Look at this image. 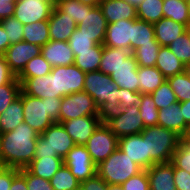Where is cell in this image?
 <instances>
[{
	"label": "cell",
	"mask_w": 190,
	"mask_h": 190,
	"mask_svg": "<svg viewBox=\"0 0 190 190\" xmlns=\"http://www.w3.org/2000/svg\"><path fill=\"white\" fill-rule=\"evenodd\" d=\"M38 136L39 133L25 122L1 134L0 160L4 167L26 168L34 159Z\"/></svg>",
	"instance_id": "obj_1"
},
{
	"label": "cell",
	"mask_w": 190,
	"mask_h": 190,
	"mask_svg": "<svg viewBox=\"0 0 190 190\" xmlns=\"http://www.w3.org/2000/svg\"><path fill=\"white\" fill-rule=\"evenodd\" d=\"M19 96L22 99L24 122L36 132L42 134L53 123H59L62 98L41 99L22 90Z\"/></svg>",
	"instance_id": "obj_2"
},
{
	"label": "cell",
	"mask_w": 190,
	"mask_h": 190,
	"mask_svg": "<svg viewBox=\"0 0 190 190\" xmlns=\"http://www.w3.org/2000/svg\"><path fill=\"white\" fill-rule=\"evenodd\" d=\"M83 91L95 100L102 117L119 109L120 88L111 80L110 75L100 70L86 72Z\"/></svg>",
	"instance_id": "obj_3"
},
{
	"label": "cell",
	"mask_w": 190,
	"mask_h": 190,
	"mask_svg": "<svg viewBox=\"0 0 190 190\" xmlns=\"http://www.w3.org/2000/svg\"><path fill=\"white\" fill-rule=\"evenodd\" d=\"M141 135L146 139L150 167L154 164L171 162L173 153L183 140L175 131L159 125L145 127Z\"/></svg>",
	"instance_id": "obj_4"
},
{
	"label": "cell",
	"mask_w": 190,
	"mask_h": 190,
	"mask_svg": "<svg viewBox=\"0 0 190 190\" xmlns=\"http://www.w3.org/2000/svg\"><path fill=\"white\" fill-rule=\"evenodd\" d=\"M143 169L119 147L96 166L97 174L109 185H122Z\"/></svg>",
	"instance_id": "obj_5"
},
{
	"label": "cell",
	"mask_w": 190,
	"mask_h": 190,
	"mask_svg": "<svg viewBox=\"0 0 190 190\" xmlns=\"http://www.w3.org/2000/svg\"><path fill=\"white\" fill-rule=\"evenodd\" d=\"M75 146L71 136L65 131L61 123L50 125L37 138L34 158L64 157Z\"/></svg>",
	"instance_id": "obj_6"
},
{
	"label": "cell",
	"mask_w": 190,
	"mask_h": 190,
	"mask_svg": "<svg viewBox=\"0 0 190 190\" xmlns=\"http://www.w3.org/2000/svg\"><path fill=\"white\" fill-rule=\"evenodd\" d=\"M103 121L118 139L132 134H139L145 128L138 106L119 108L104 116Z\"/></svg>",
	"instance_id": "obj_7"
},
{
	"label": "cell",
	"mask_w": 190,
	"mask_h": 190,
	"mask_svg": "<svg viewBox=\"0 0 190 190\" xmlns=\"http://www.w3.org/2000/svg\"><path fill=\"white\" fill-rule=\"evenodd\" d=\"M85 147L97 166L117 149L118 138L103 121L89 138Z\"/></svg>",
	"instance_id": "obj_8"
},
{
	"label": "cell",
	"mask_w": 190,
	"mask_h": 190,
	"mask_svg": "<svg viewBox=\"0 0 190 190\" xmlns=\"http://www.w3.org/2000/svg\"><path fill=\"white\" fill-rule=\"evenodd\" d=\"M87 115H101L95 100L87 92H76L62 98L59 123Z\"/></svg>",
	"instance_id": "obj_9"
},
{
	"label": "cell",
	"mask_w": 190,
	"mask_h": 190,
	"mask_svg": "<svg viewBox=\"0 0 190 190\" xmlns=\"http://www.w3.org/2000/svg\"><path fill=\"white\" fill-rule=\"evenodd\" d=\"M55 0H17L14 17L23 25L48 20Z\"/></svg>",
	"instance_id": "obj_10"
},
{
	"label": "cell",
	"mask_w": 190,
	"mask_h": 190,
	"mask_svg": "<svg viewBox=\"0 0 190 190\" xmlns=\"http://www.w3.org/2000/svg\"><path fill=\"white\" fill-rule=\"evenodd\" d=\"M51 73L56 74L57 98L83 91L86 73L76 65L56 66Z\"/></svg>",
	"instance_id": "obj_11"
},
{
	"label": "cell",
	"mask_w": 190,
	"mask_h": 190,
	"mask_svg": "<svg viewBox=\"0 0 190 190\" xmlns=\"http://www.w3.org/2000/svg\"><path fill=\"white\" fill-rule=\"evenodd\" d=\"M64 165L81 183L88 178L93 177L96 171V165L93 163L85 145H75L64 157Z\"/></svg>",
	"instance_id": "obj_12"
},
{
	"label": "cell",
	"mask_w": 190,
	"mask_h": 190,
	"mask_svg": "<svg viewBox=\"0 0 190 190\" xmlns=\"http://www.w3.org/2000/svg\"><path fill=\"white\" fill-rule=\"evenodd\" d=\"M107 26V20L102 14L100 7H92L85 4V15L82 22L77 26V29L82 34L91 37V40L96 44L103 45Z\"/></svg>",
	"instance_id": "obj_13"
},
{
	"label": "cell",
	"mask_w": 190,
	"mask_h": 190,
	"mask_svg": "<svg viewBox=\"0 0 190 190\" xmlns=\"http://www.w3.org/2000/svg\"><path fill=\"white\" fill-rule=\"evenodd\" d=\"M102 122L101 115H87L63 121L61 124L75 145H85Z\"/></svg>",
	"instance_id": "obj_14"
},
{
	"label": "cell",
	"mask_w": 190,
	"mask_h": 190,
	"mask_svg": "<svg viewBox=\"0 0 190 190\" xmlns=\"http://www.w3.org/2000/svg\"><path fill=\"white\" fill-rule=\"evenodd\" d=\"M41 54V47L25 41L10 45L3 54L11 71L17 77L26 64L34 57Z\"/></svg>",
	"instance_id": "obj_15"
},
{
	"label": "cell",
	"mask_w": 190,
	"mask_h": 190,
	"mask_svg": "<svg viewBox=\"0 0 190 190\" xmlns=\"http://www.w3.org/2000/svg\"><path fill=\"white\" fill-rule=\"evenodd\" d=\"M103 46L125 48L133 52V19L108 24Z\"/></svg>",
	"instance_id": "obj_16"
},
{
	"label": "cell",
	"mask_w": 190,
	"mask_h": 190,
	"mask_svg": "<svg viewBox=\"0 0 190 190\" xmlns=\"http://www.w3.org/2000/svg\"><path fill=\"white\" fill-rule=\"evenodd\" d=\"M17 79L25 94L41 99L57 98L56 74L50 72L41 77Z\"/></svg>",
	"instance_id": "obj_17"
},
{
	"label": "cell",
	"mask_w": 190,
	"mask_h": 190,
	"mask_svg": "<svg viewBox=\"0 0 190 190\" xmlns=\"http://www.w3.org/2000/svg\"><path fill=\"white\" fill-rule=\"evenodd\" d=\"M118 147L143 170L150 167V155H147L146 139L141 133L119 138Z\"/></svg>",
	"instance_id": "obj_18"
},
{
	"label": "cell",
	"mask_w": 190,
	"mask_h": 190,
	"mask_svg": "<svg viewBox=\"0 0 190 190\" xmlns=\"http://www.w3.org/2000/svg\"><path fill=\"white\" fill-rule=\"evenodd\" d=\"M41 55L52 66H69L74 64L75 56L66 41L50 40L41 47Z\"/></svg>",
	"instance_id": "obj_19"
},
{
	"label": "cell",
	"mask_w": 190,
	"mask_h": 190,
	"mask_svg": "<svg viewBox=\"0 0 190 190\" xmlns=\"http://www.w3.org/2000/svg\"><path fill=\"white\" fill-rule=\"evenodd\" d=\"M137 69L138 63L136 62V58L131 54L110 75L111 80L114 81L118 88L139 92Z\"/></svg>",
	"instance_id": "obj_20"
},
{
	"label": "cell",
	"mask_w": 190,
	"mask_h": 190,
	"mask_svg": "<svg viewBox=\"0 0 190 190\" xmlns=\"http://www.w3.org/2000/svg\"><path fill=\"white\" fill-rule=\"evenodd\" d=\"M49 37L53 41L68 42L77 25L74 19H70L67 14L61 12L55 5L48 19Z\"/></svg>",
	"instance_id": "obj_21"
},
{
	"label": "cell",
	"mask_w": 190,
	"mask_h": 190,
	"mask_svg": "<svg viewBox=\"0 0 190 190\" xmlns=\"http://www.w3.org/2000/svg\"><path fill=\"white\" fill-rule=\"evenodd\" d=\"M157 125L175 131L183 139L190 133V127L184 121L179 102L159 110Z\"/></svg>",
	"instance_id": "obj_22"
},
{
	"label": "cell",
	"mask_w": 190,
	"mask_h": 190,
	"mask_svg": "<svg viewBox=\"0 0 190 190\" xmlns=\"http://www.w3.org/2000/svg\"><path fill=\"white\" fill-rule=\"evenodd\" d=\"M146 171L150 190H177L174 183V166L171 162L154 164Z\"/></svg>",
	"instance_id": "obj_23"
},
{
	"label": "cell",
	"mask_w": 190,
	"mask_h": 190,
	"mask_svg": "<svg viewBox=\"0 0 190 190\" xmlns=\"http://www.w3.org/2000/svg\"><path fill=\"white\" fill-rule=\"evenodd\" d=\"M99 7L108 24L123 19H137L136 7L125 0H102Z\"/></svg>",
	"instance_id": "obj_24"
},
{
	"label": "cell",
	"mask_w": 190,
	"mask_h": 190,
	"mask_svg": "<svg viewBox=\"0 0 190 190\" xmlns=\"http://www.w3.org/2000/svg\"><path fill=\"white\" fill-rule=\"evenodd\" d=\"M156 41L161 46L169 47L170 44L179 38L186 31V26L173 21L170 18H161L153 24Z\"/></svg>",
	"instance_id": "obj_25"
},
{
	"label": "cell",
	"mask_w": 190,
	"mask_h": 190,
	"mask_svg": "<svg viewBox=\"0 0 190 190\" xmlns=\"http://www.w3.org/2000/svg\"><path fill=\"white\" fill-rule=\"evenodd\" d=\"M155 67L166 79L187 70V67L166 46L160 47Z\"/></svg>",
	"instance_id": "obj_26"
},
{
	"label": "cell",
	"mask_w": 190,
	"mask_h": 190,
	"mask_svg": "<svg viewBox=\"0 0 190 190\" xmlns=\"http://www.w3.org/2000/svg\"><path fill=\"white\" fill-rule=\"evenodd\" d=\"M64 164L62 157L34 158L26 169L33 175L50 180Z\"/></svg>",
	"instance_id": "obj_27"
},
{
	"label": "cell",
	"mask_w": 190,
	"mask_h": 190,
	"mask_svg": "<svg viewBox=\"0 0 190 190\" xmlns=\"http://www.w3.org/2000/svg\"><path fill=\"white\" fill-rule=\"evenodd\" d=\"M139 92L150 94L166 81L164 75L155 67L138 66Z\"/></svg>",
	"instance_id": "obj_28"
},
{
	"label": "cell",
	"mask_w": 190,
	"mask_h": 190,
	"mask_svg": "<svg viewBox=\"0 0 190 190\" xmlns=\"http://www.w3.org/2000/svg\"><path fill=\"white\" fill-rule=\"evenodd\" d=\"M131 54L132 52L129 49L103 46L99 70L104 74L111 75Z\"/></svg>",
	"instance_id": "obj_29"
},
{
	"label": "cell",
	"mask_w": 190,
	"mask_h": 190,
	"mask_svg": "<svg viewBox=\"0 0 190 190\" xmlns=\"http://www.w3.org/2000/svg\"><path fill=\"white\" fill-rule=\"evenodd\" d=\"M24 122L22 99L19 96L0 114V134L14 130Z\"/></svg>",
	"instance_id": "obj_30"
},
{
	"label": "cell",
	"mask_w": 190,
	"mask_h": 190,
	"mask_svg": "<svg viewBox=\"0 0 190 190\" xmlns=\"http://www.w3.org/2000/svg\"><path fill=\"white\" fill-rule=\"evenodd\" d=\"M23 41L40 47L50 41L48 20L23 25Z\"/></svg>",
	"instance_id": "obj_31"
},
{
	"label": "cell",
	"mask_w": 190,
	"mask_h": 190,
	"mask_svg": "<svg viewBox=\"0 0 190 190\" xmlns=\"http://www.w3.org/2000/svg\"><path fill=\"white\" fill-rule=\"evenodd\" d=\"M163 14L185 26L190 23L189 4L185 0H163Z\"/></svg>",
	"instance_id": "obj_32"
},
{
	"label": "cell",
	"mask_w": 190,
	"mask_h": 190,
	"mask_svg": "<svg viewBox=\"0 0 190 190\" xmlns=\"http://www.w3.org/2000/svg\"><path fill=\"white\" fill-rule=\"evenodd\" d=\"M103 54V45L96 44L93 51L78 52L75 56L74 65L83 72L98 71Z\"/></svg>",
	"instance_id": "obj_33"
},
{
	"label": "cell",
	"mask_w": 190,
	"mask_h": 190,
	"mask_svg": "<svg viewBox=\"0 0 190 190\" xmlns=\"http://www.w3.org/2000/svg\"><path fill=\"white\" fill-rule=\"evenodd\" d=\"M156 42L153 24L138 18L133 19V51L142 45Z\"/></svg>",
	"instance_id": "obj_34"
},
{
	"label": "cell",
	"mask_w": 190,
	"mask_h": 190,
	"mask_svg": "<svg viewBox=\"0 0 190 190\" xmlns=\"http://www.w3.org/2000/svg\"><path fill=\"white\" fill-rule=\"evenodd\" d=\"M137 18L148 23H156L164 17L163 0H143L137 7Z\"/></svg>",
	"instance_id": "obj_35"
},
{
	"label": "cell",
	"mask_w": 190,
	"mask_h": 190,
	"mask_svg": "<svg viewBox=\"0 0 190 190\" xmlns=\"http://www.w3.org/2000/svg\"><path fill=\"white\" fill-rule=\"evenodd\" d=\"M166 80L170 84L179 103L190 100V73L188 70L169 77Z\"/></svg>",
	"instance_id": "obj_36"
},
{
	"label": "cell",
	"mask_w": 190,
	"mask_h": 190,
	"mask_svg": "<svg viewBox=\"0 0 190 190\" xmlns=\"http://www.w3.org/2000/svg\"><path fill=\"white\" fill-rule=\"evenodd\" d=\"M49 181L54 190H77L80 187V182L64 164Z\"/></svg>",
	"instance_id": "obj_37"
},
{
	"label": "cell",
	"mask_w": 190,
	"mask_h": 190,
	"mask_svg": "<svg viewBox=\"0 0 190 190\" xmlns=\"http://www.w3.org/2000/svg\"><path fill=\"white\" fill-rule=\"evenodd\" d=\"M52 66L40 54L32 58L17 78H35L47 75L52 71Z\"/></svg>",
	"instance_id": "obj_38"
},
{
	"label": "cell",
	"mask_w": 190,
	"mask_h": 190,
	"mask_svg": "<svg viewBox=\"0 0 190 190\" xmlns=\"http://www.w3.org/2000/svg\"><path fill=\"white\" fill-rule=\"evenodd\" d=\"M160 47L161 45L158 42L142 45L135 49L132 55L136 58L138 66L153 67L156 65Z\"/></svg>",
	"instance_id": "obj_39"
},
{
	"label": "cell",
	"mask_w": 190,
	"mask_h": 190,
	"mask_svg": "<svg viewBox=\"0 0 190 190\" xmlns=\"http://www.w3.org/2000/svg\"><path fill=\"white\" fill-rule=\"evenodd\" d=\"M158 112L151 94H142L139 114L143 119L145 127L156 126L158 122Z\"/></svg>",
	"instance_id": "obj_40"
},
{
	"label": "cell",
	"mask_w": 190,
	"mask_h": 190,
	"mask_svg": "<svg viewBox=\"0 0 190 190\" xmlns=\"http://www.w3.org/2000/svg\"><path fill=\"white\" fill-rule=\"evenodd\" d=\"M55 6L78 26L85 15V4L79 0H55Z\"/></svg>",
	"instance_id": "obj_41"
},
{
	"label": "cell",
	"mask_w": 190,
	"mask_h": 190,
	"mask_svg": "<svg viewBox=\"0 0 190 190\" xmlns=\"http://www.w3.org/2000/svg\"><path fill=\"white\" fill-rule=\"evenodd\" d=\"M150 94L158 110L167 108L178 102L167 80Z\"/></svg>",
	"instance_id": "obj_42"
},
{
	"label": "cell",
	"mask_w": 190,
	"mask_h": 190,
	"mask_svg": "<svg viewBox=\"0 0 190 190\" xmlns=\"http://www.w3.org/2000/svg\"><path fill=\"white\" fill-rule=\"evenodd\" d=\"M21 92V83L17 77L8 84L0 86V114L16 100Z\"/></svg>",
	"instance_id": "obj_43"
},
{
	"label": "cell",
	"mask_w": 190,
	"mask_h": 190,
	"mask_svg": "<svg viewBox=\"0 0 190 190\" xmlns=\"http://www.w3.org/2000/svg\"><path fill=\"white\" fill-rule=\"evenodd\" d=\"M171 52L186 66H190V38L186 31L169 46Z\"/></svg>",
	"instance_id": "obj_44"
},
{
	"label": "cell",
	"mask_w": 190,
	"mask_h": 190,
	"mask_svg": "<svg viewBox=\"0 0 190 190\" xmlns=\"http://www.w3.org/2000/svg\"><path fill=\"white\" fill-rule=\"evenodd\" d=\"M0 23L7 33L10 45L23 41V24L14 16L0 20Z\"/></svg>",
	"instance_id": "obj_45"
},
{
	"label": "cell",
	"mask_w": 190,
	"mask_h": 190,
	"mask_svg": "<svg viewBox=\"0 0 190 190\" xmlns=\"http://www.w3.org/2000/svg\"><path fill=\"white\" fill-rule=\"evenodd\" d=\"M171 163L175 168H180L190 173V143L183 139L177 150L173 153Z\"/></svg>",
	"instance_id": "obj_46"
},
{
	"label": "cell",
	"mask_w": 190,
	"mask_h": 190,
	"mask_svg": "<svg viewBox=\"0 0 190 190\" xmlns=\"http://www.w3.org/2000/svg\"><path fill=\"white\" fill-rule=\"evenodd\" d=\"M68 43L74 55H78V52L93 51L96 45L91 37L82 34L77 28L70 36Z\"/></svg>",
	"instance_id": "obj_47"
},
{
	"label": "cell",
	"mask_w": 190,
	"mask_h": 190,
	"mask_svg": "<svg viewBox=\"0 0 190 190\" xmlns=\"http://www.w3.org/2000/svg\"><path fill=\"white\" fill-rule=\"evenodd\" d=\"M19 173L26 179L27 190H54L49 180L31 174L26 168Z\"/></svg>",
	"instance_id": "obj_48"
},
{
	"label": "cell",
	"mask_w": 190,
	"mask_h": 190,
	"mask_svg": "<svg viewBox=\"0 0 190 190\" xmlns=\"http://www.w3.org/2000/svg\"><path fill=\"white\" fill-rule=\"evenodd\" d=\"M121 186L124 190H150L147 171L142 170L137 175L129 178Z\"/></svg>",
	"instance_id": "obj_49"
},
{
	"label": "cell",
	"mask_w": 190,
	"mask_h": 190,
	"mask_svg": "<svg viewBox=\"0 0 190 190\" xmlns=\"http://www.w3.org/2000/svg\"><path fill=\"white\" fill-rule=\"evenodd\" d=\"M142 100L141 92L120 88L119 108H129L131 106H140Z\"/></svg>",
	"instance_id": "obj_50"
},
{
	"label": "cell",
	"mask_w": 190,
	"mask_h": 190,
	"mask_svg": "<svg viewBox=\"0 0 190 190\" xmlns=\"http://www.w3.org/2000/svg\"><path fill=\"white\" fill-rule=\"evenodd\" d=\"M174 183L177 190H190V173L174 167Z\"/></svg>",
	"instance_id": "obj_51"
},
{
	"label": "cell",
	"mask_w": 190,
	"mask_h": 190,
	"mask_svg": "<svg viewBox=\"0 0 190 190\" xmlns=\"http://www.w3.org/2000/svg\"><path fill=\"white\" fill-rule=\"evenodd\" d=\"M19 173V169L3 167L0 170V190H10L13 178Z\"/></svg>",
	"instance_id": "obj_52"
},
{
	"label": "cell",
	"mask_w": 190,
	"mask_h": 190,
	"mask_svg": "<svg viewBox=\"0 0 190 190\" xmlns=\"http://www.w3.org/2000/svg\"><path fill=\"white\" fill-rule=\"evenodd\" d=\"M82 190H107L108 184L96 173L80 183Z\"/></svg>",
	"instance_id": "obj_53"
},
{
	"label": "cell",
	"mask_w": 190,
	"mask_h": 190,
	"mask_svg": "<svg viewBox=\"0 0 190 190\" xmlns=\"http://www.w3.org/2000/svg\"><path fill=\"white\" fill-rule=\"evenodd\" d=\"M16 78L3 55H0V86L10 83Z\"/></svg>",
	"instance_id": "obj_54"
},
{
	"label": "cell",
	"mask_w": 190,
	"mask_h": 190,
	"mask_svg": "<svg viewBox=\"0 0 190 190\" xmlns=\"http://www.w3.org/2000/svg\"><path fill=\"white\" fill-rule=\"evenodd\" d=\"M15 3L0 1V20L14 16Z\"/></svg>",
	"instance_id": "obj_55"
},
{
	"label": "cell",
	"mask_w": 190,
	"mask_h": 190,
	"mask_svg": "<svg viewBox=\"0 0 190 190\" xmlns=\"http://www.w3.org/2000/svg\"><path fill=\"white\" fill-rule=\"evenodd\" d=\"M10 190H27L26 179L20 173L13 178Z\"/></svg>",
	"instance_id": "obj_56"
},
{
	"label": "cell",
	"mask_w": 190,
	"mask_h": 190,
	"mask_svg": "<svg viewBox=\"0 0 190 190\" xmlns=\"http://www.w3.org/2000/svg\"><path fill=\"white\" fill-rule=\"evenodd\" d=\"M9 46L10 42L7 38V33L0 23V55H3Z\"/></svg>",
	"instance_id": "obj_57"
},
{
	"label": "cell",
	"mask_w": 190,
	"mask_h": 190,
	"mask_svg": "<svg viewBox=\"0 0 190 190\" xmlns=\"http://www.w3.org/2000/svg\"><path fill=\"white\" fill-rule=\"evenodd\" d=\"M180 109L183 113L185 123L190 127V100L180 102Z\"/></svg>",
	"instance_id": "obj_58"
},
{
	"label": "cell",
	"mask_w": 190,
	"mask_h": 190,
	"mask_svg": "<svg viewBox=\"0 0 190 190\" xmlns=\"http://www.w3.org/2000/svg\"><path fill=\"white\" fill-rule=\"evenodd\" d=\"M83 4L90 5L92 7L99 6L102 0H79Z\"/></svg>",
	"instance_id": "obj_59"
},
{
	"label": "cell",
	"mask_w": 190,
	"mask_h": 190,
	"mask_svg": "<svg viewBox=\"0 0 190 190\" xmlns=\"http://www.w3.org/2000/svg\"><path fill=\"white\" fill-rule=\"evenodd\" d=\"M107 190H124L121 185H109L107 187Z\"/></svg>",
	"instance_id": "obj_60"
},
{
	"label": "cell",
	"mask_w": 190,
	"mask_h": 190,
	"mask_svg": "<svg viewBox=\"0 0 190 190\" xmlns=\"http://www.w3.org/2000/svg\"><path fill=\"white\" fill-rule=\"evenodd\" d=\"M128 3H130L131 5L137 7L143 0H125Z\"/></svg>",
	"instance_id": "obj_61"
},
{
	"label": "cell",
	"mask_w": 190,
	"mask_h": 190,
	"mask_svg": "<svg viewBox=\"0 0 190 190\" xmlns=\"http://www.w3.org/2000/svg\"><path fill=\"white\" fill-rule=\"evenodd\" d=\"M186 33L188 34L190 38V23L186 26Z\"/></svg>",
	"instance_id": "obj_62"
},
{
	"label": "cell",
	"mask_w": 190,
	"mask_h": 190,
	"mask_svg": "<svg viewBox=\"0 0 190 190\" xmlns=\"http://www.w3.org/2000/svg\"><path fill=\"white\" fill-rule=\"evenodd\" d=\"M2 2L16 3L17 0H0Z\"/></svg>",
	"instance_id": "obj_63"
},
{
	"label": "cell",
	"mask_w": 190,
	"mask_h": 190,
	"mask_svg": "<svg viewBox=\"0 0 190 190\" xmlns=\"http://www.w3.org/2000/svg\"><path fill=\"white\" fill-rule=\"evenodd\" d=\"M185 139L190 143V133L188 134V136Z\"/></svg>",
	"instance_id": "obj_64"
},
{
	"label": "cell",
	"mask_w": 190,
	"mask_h": 190,
	"mask_svg": "<svg viewBox=\"0 0 190 190\" xmlns=\"http://www.w3.org/2000/svg\"><path fill=\"white\" fill-rule=\"evenodd\" d=\"M4 167L2 161L0 160V170Z\"/></svg>",
	"instance_id": "obj_65"
},
{
	"label": "cell",
	"mask_w": 190,
	"mask_h": 190,
	"mask_svg": "<svg viewBox=\"0 0 190 190\" xmlns=\"http://www.w3.org/2000/svg\"><path fill=\"white\" fill-rule=\"evenodd\" d=\"M188 72L190 73V66L187 67Z\"/></svg>",
	"instance_id": "obj_66"
}]
</instances>
